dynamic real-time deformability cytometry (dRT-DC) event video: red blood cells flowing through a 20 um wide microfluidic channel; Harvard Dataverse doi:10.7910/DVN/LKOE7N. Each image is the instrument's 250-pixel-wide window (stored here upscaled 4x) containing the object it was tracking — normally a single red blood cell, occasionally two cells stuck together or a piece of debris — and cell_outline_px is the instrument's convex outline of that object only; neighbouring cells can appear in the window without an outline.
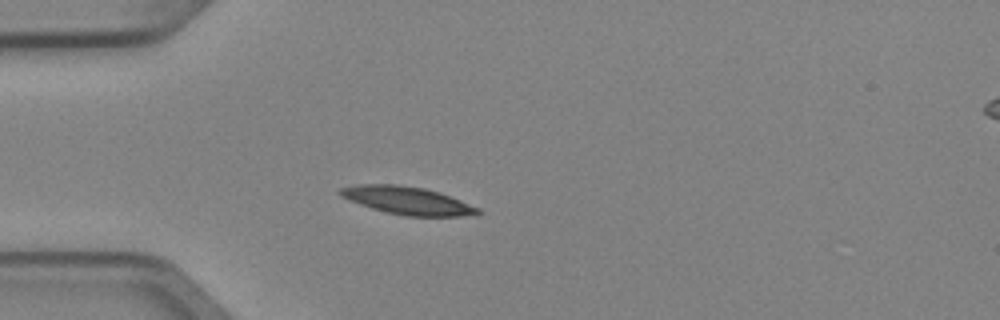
{"species": "Egyptian fruit bat (a non-hibernating species)", "species_latin": "Rousettus aegyptiacus", "temperature_condition": "cold", "stored_images_in_passage": 4, "camera_frame_rate_fps": 3000, "um_per_image_px": 0.085, "animal": {"sex": "female"}, "frame": {"image": 1, "passage_image": 3, "time_ms": 0.667, "image_size_px": [1000, 320], "cell_outline_px": [[484, 212], [460, 216], [404, 216], [372, 208], [348, 200], [340, 196], [336, 192], [340, 188], [356, 184], [396, 184], [424, 188], [440, 192], [480, 208]], "centroid_in_image_um": [34.59, 17.03], "position_along_channel_um": 50.4, "area_um2": 22.31}}